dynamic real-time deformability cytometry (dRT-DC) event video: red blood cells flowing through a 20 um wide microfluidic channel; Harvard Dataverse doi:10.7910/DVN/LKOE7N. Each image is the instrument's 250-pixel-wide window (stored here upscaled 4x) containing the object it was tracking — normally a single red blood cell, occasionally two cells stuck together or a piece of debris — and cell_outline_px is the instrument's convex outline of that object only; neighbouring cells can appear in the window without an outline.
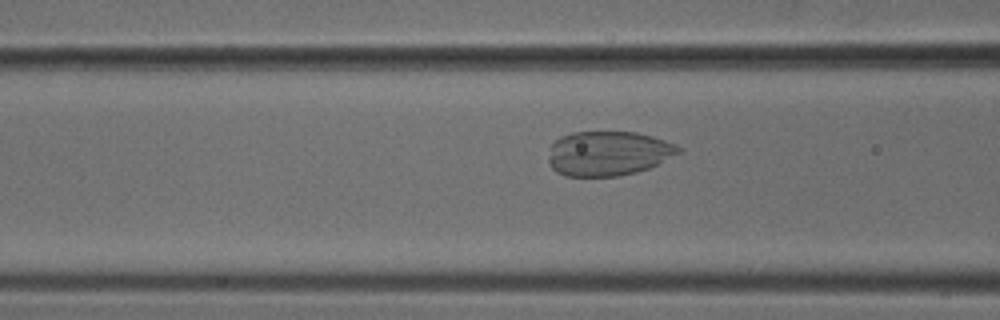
{"species": "common noctule bat (a hibernating species)", "species_latin": "Nyctalus noctula", "temperature_condition": "cold", "stored_images_in_passage": 47, "camera_frame_rate_fps": 3000, "um_per_image_px": 0.085, "animal": {"sex": "male", "body_mass_g": 18.8}, "frame": {"image": 1, "passage_image": 16, "time_ms": 5.0, "image_size_px": [1000, 320], "cell_outline_px": [[680, 152], [648, 168], [636, 172], [616, 176], [564, 176], [556, 172], [548, 164], [548, 160], [552, 144], [560, 136], [572, 132], [636, 132], [652, 136], [664, 140], [680, 148]], "centroid_in_image_um": [51.64, 13.04], "position_along_channel_um": 115.0, "area_um2": 33.52}}
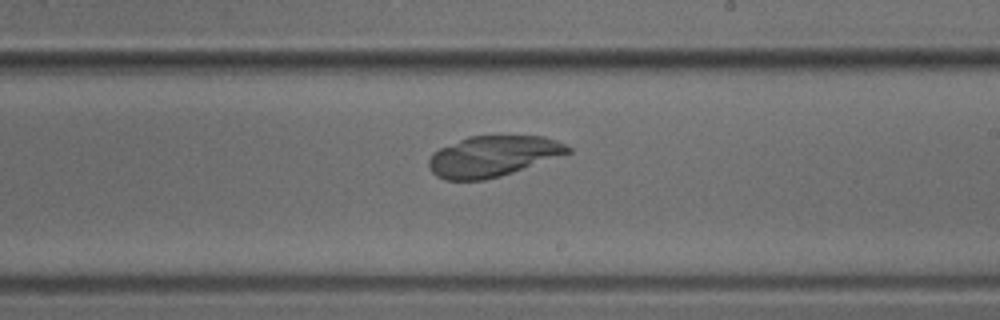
{"frame": {"image": 2, "passage_image": 26, "time_ms": 8.333, "image_size_px": [1000, 320], "cell_outline_px": [[572, 152], [500, 176], [484, 180], [444, 180], [436, 176], [432, 172], [428, 164], [428, 160], [432, 152], [440, 148], [468, 136], [544, 136], [556, 140], [572, 148]], "centroid_in_image_um": [41.86, 13.28], "position_along_channel_um": 247.1, "area_um2": 32.89}}
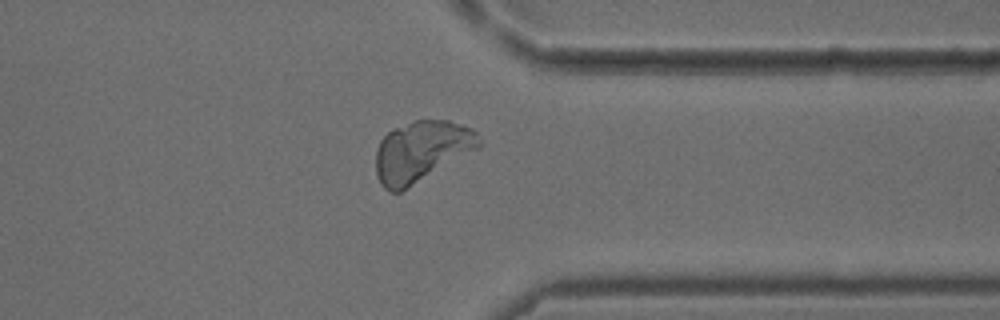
{"frame": {"image": 3, "passage_image": 36, "time_ms": 11.667, "image_size_px": [1000, 320], "cell_outline_px": [[480, 148], [400, 192], [388, 192], [380, 184], [376, 176], [376, 148], [380, 140], [392, 128], [416, 120], [448, 120], [472, 128], [476, 132], [480, 140]], "centroid_in_image_um": [35.8, 12.87], "position_along_channel_um": 375.6, "area_um2": 36.76}}